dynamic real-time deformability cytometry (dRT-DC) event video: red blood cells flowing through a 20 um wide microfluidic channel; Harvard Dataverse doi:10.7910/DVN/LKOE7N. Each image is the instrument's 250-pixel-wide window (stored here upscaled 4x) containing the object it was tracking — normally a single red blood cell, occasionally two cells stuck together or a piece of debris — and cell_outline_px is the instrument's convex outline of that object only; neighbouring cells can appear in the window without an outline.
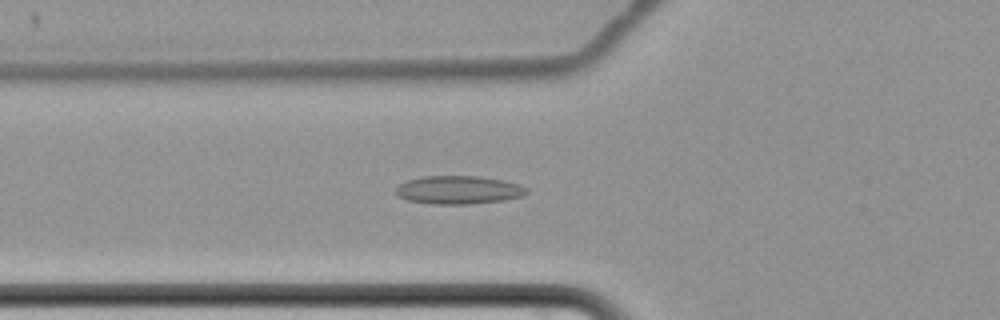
{"species": "common noctule bat (a hibernating species)", "species_latin": "Nyctalus noctula", "temperature_condition": "cold", "stored_images_in_passage": 66, "camera_frame_rate_fps": 3000, "um_per_image_px": 0.085, "animal": {"sex": "female", "body_mass_g": 22.7, "forearm_length_mm": 54.2}, "frame": {"image": 1, "passage_image": 28, "time_ms": 9.0, "image_size_px": [1000, 320], "cell_outline_px": [[528, 192], [524, 196], [504, 200], [468, 204], [432, 204], [408, 200], [396, 196], [396, 188], [400, 184], [408, 180], [424, 176], [480, 176], [504, 180], [520, 184], [528, 188]], "centroid_in_image_um": [39.01, 16.14], "position_along_channel_um": 86.8, "area_um2": 21.68}}
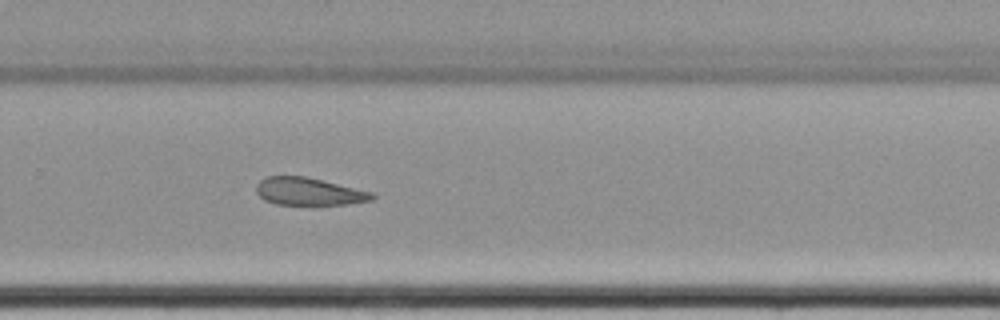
{"frame": {"image": 2, "passage_image": 47, "time_ms": 15.333, "image_size_px": [1000, 320], "cell_outline_px": [[376, 196], [372, 200], [348, 204], [276, 204], [264, 200], [256, 192], [256, 184], [264, 176], [304, 176], [372, 192]], "centroid_in_image_um": [26.21, 16.27], "position_along_channel_um": 303.6, "area_um2": 18.44}}
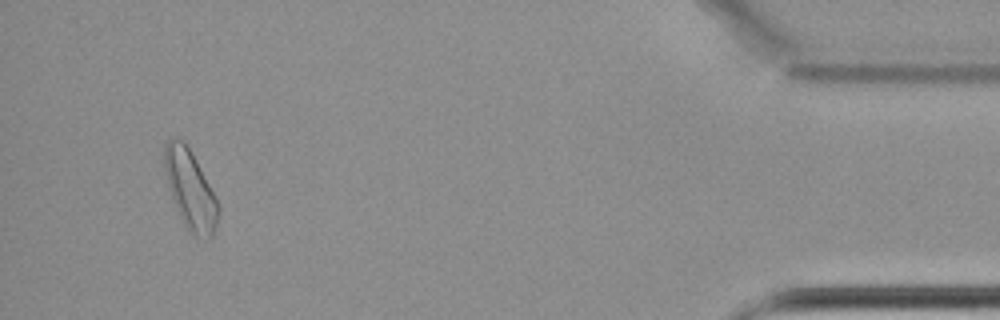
{"frame": {"image": 3, "passage_image": 63, "time_ms": 20.667, "image_size_px": [1000, 320], "cell_outline_px": [[220, 212], [212, 240], [200, 240], [192, 236], [188, 232], [172, 200], [164, 168], [164, 144], [168, 140], [184, 140], [216, 196], [220, 208]], "centroid_in_image_um": [16.2, 16.23], "position_along_channel_um": 419.0, "area_um2": 25.03}}